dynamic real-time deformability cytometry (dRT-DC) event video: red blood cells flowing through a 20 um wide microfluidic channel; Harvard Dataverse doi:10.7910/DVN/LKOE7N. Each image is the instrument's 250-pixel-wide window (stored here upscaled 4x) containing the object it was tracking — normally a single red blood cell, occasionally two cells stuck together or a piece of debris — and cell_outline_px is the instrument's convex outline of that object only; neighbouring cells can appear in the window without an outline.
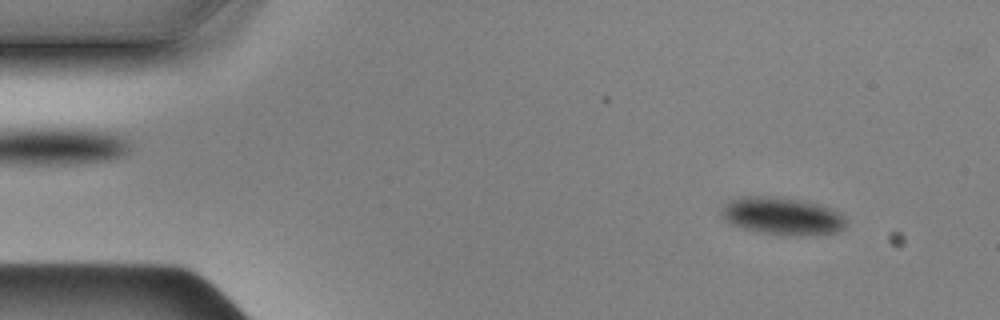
{"species": "Egyptian fruit bat (a non-hibernating species)", "species_latin": "Rousettus aegyptiacus", "temperature_condition": "cold", "stored_images_in_passage": 11, "camera_frame_rate_fps": 3000, "um_per_image_px": 0.085, "animal": {"sex": "male"}, "frame": {"image": 1, "passage_image": 5, "time_ms": 1.333, "image_size_px": [1000, 320], "cell_outline_px": [[844, 228], [836, 232], [764, 232], [744, 228], [732, 224], [724, 216], [724, 204], [728, 200], [740, 196], [772, 196], [800, 200], [820, 204], [832, 208], [840, 212], [844, 216]], "centroid_in_image_um": [66.48, 18.28], "position_along_channel_um": 18.5, "area_um2": 25.78}}